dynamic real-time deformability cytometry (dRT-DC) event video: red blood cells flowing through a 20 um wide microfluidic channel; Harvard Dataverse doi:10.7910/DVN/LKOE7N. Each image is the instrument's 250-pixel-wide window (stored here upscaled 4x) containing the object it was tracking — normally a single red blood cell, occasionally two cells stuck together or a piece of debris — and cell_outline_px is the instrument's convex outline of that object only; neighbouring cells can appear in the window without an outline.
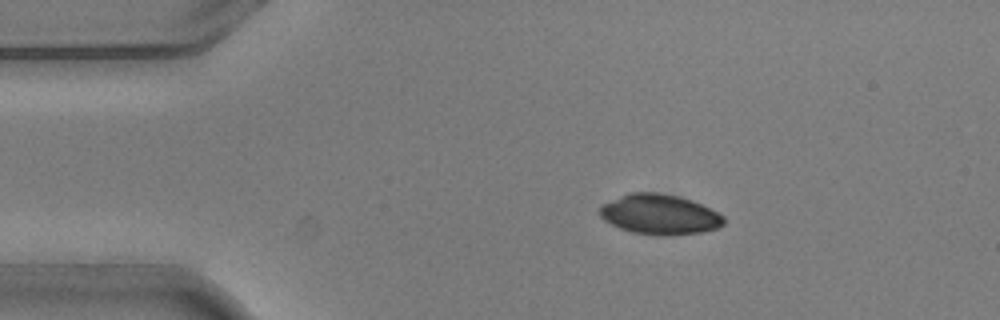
{"species": "common noctule bat (a hibernating species)", "species_latin": "Nyctalus noctula", "temperature_condition": "warm", "stored_images_in_passage": 4, "camera_frame_rate_fps": 3000, "um_per_image_px": 0.085, "animal": {"sex": "male", "body_mass_g": 20.5, "forearm_length_mm": 52.5}, "frame": {"image": 1, "passage_image": 1, "time_ms": 0.0, "image_size_px": [1000, 320], "cell_outline_px": [[724, 224], [716, 228], [700, 232], [660, 236], [632, 232], [620, 228], [604, 220], [600, 216], [600, 204], [628, 192], [656, 192], [680, 196], [692, 200], [724, 216]], "centroid_in_image_um": [56.02, 18.21], "position_along_channel_um": 29.0, "area_um2": 28.96}}